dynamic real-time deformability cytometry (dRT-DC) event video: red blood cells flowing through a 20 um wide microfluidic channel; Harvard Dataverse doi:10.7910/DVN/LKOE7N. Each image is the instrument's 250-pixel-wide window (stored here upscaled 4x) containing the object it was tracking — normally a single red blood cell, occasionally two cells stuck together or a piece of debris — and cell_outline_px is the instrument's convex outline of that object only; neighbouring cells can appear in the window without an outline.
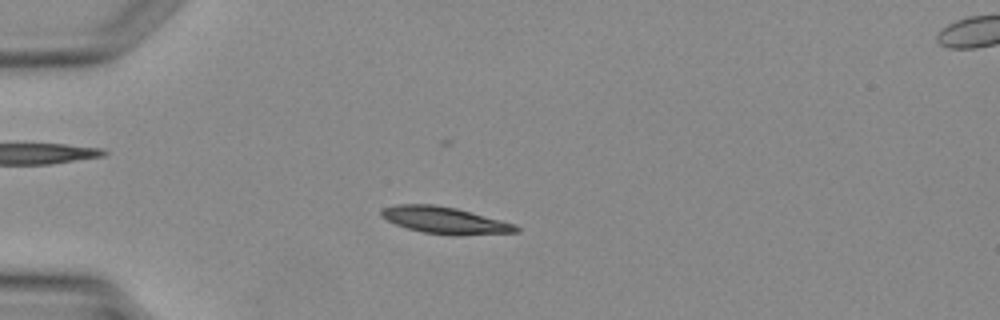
{"species": "Egyptian fruit bat (a non-hibernating species)", "species_latin": "Rousettus aegyptiacus", "temperature_condition": "warm", "stored_images_in_passage": 4, "camera_frame_rate_fps": 3000, "um_per_image_px": 0.085, "animal": {"sex": "female"}, "frame": {"image": 1, "passage_image": 3, "time_ms": 2.333, "image_size_px": [1000, 320], "cell_outline_px": [[520, 232], [460, 236], [452, 236], [424, 232], [408, 228], [396, 224], [380, 216], [380, 212], [384, 208], [396, 204], [432, 204], [456, 208], [516, 224], [520, 228]], "centroid_in_image_um": [37.86, 18.74], "position_along_channel_um": 47.1, "area_um2": 21.15}}